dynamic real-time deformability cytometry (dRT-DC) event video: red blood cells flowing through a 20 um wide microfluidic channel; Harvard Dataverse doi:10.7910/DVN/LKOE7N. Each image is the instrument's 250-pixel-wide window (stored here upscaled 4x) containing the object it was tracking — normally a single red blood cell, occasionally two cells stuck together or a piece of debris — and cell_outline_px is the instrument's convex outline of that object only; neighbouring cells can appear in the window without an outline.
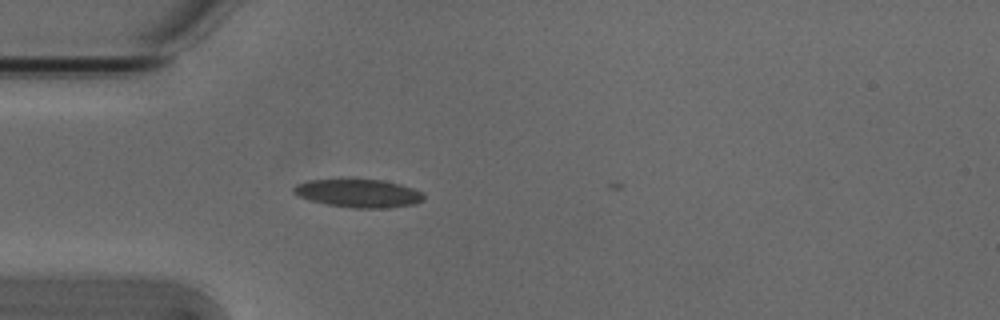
{"species": "Egyptian fruit bat (a non-hibernating species)", "species_latin": "Rousettus aegyptiacus", "temperature_condition": "cold", "stored_images_in_passage": 16, "camera_frame_rate_fps": 3000, "um_per_image_px": 0.085, "animal": {"sex": "male"}, "frame": {"image": 1, "passage_image": 15, "time_ms": 4.667, "image_size_px": [1000, 320], "cell_outline_px": [[424, 200], [416, 204], [384, 208], [352, 208], [328, 204], [308, 200], [296, 196], [292, 192], [292, 188], [296, 184], [308, 180], [384, 180], [400, 184], [424, 192]], "centroid_in_image_um": [30.47, 16.44], "position_along_channel_um": 54.5, "area_um2": 21.44}}